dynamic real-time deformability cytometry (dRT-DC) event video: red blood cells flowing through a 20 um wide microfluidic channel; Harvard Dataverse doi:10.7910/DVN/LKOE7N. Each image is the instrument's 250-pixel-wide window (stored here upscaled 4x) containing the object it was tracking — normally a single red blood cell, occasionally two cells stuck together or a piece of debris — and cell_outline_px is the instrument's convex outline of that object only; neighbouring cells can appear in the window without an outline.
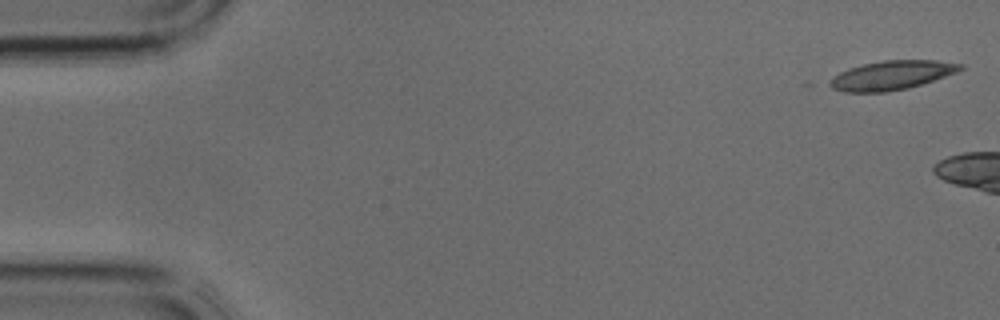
{"species": "common noctule bat (a hibernating species)", "species_latin": "Nyctalus noctula", "temperature_condition": "cold", "stored_images_in_passage": 5, "camera_frame_rate_fps": 3000, "um_per_image_px": 0.085, "animal": {"sex": "male", "body_mass_g": 17.9, "forearm_length_mm": 54.2}, "frame": {"image": 1, "passage_image": 1, "time_ms": 0.0, "image_size_px": [1000, 320], "cell_outline_px": [[964, 68], [956, 72], [908, 88], [884, 92], [844, 92], [832, 88], [824, 84], [832, 76], [848, 68], [864, 64], [884, 60], [936, 60], [964, 64]], "centroid_in_image_um": [75.72, 6.4], "position_along_channel_um": 9.3, "area_um2": 22.14}}